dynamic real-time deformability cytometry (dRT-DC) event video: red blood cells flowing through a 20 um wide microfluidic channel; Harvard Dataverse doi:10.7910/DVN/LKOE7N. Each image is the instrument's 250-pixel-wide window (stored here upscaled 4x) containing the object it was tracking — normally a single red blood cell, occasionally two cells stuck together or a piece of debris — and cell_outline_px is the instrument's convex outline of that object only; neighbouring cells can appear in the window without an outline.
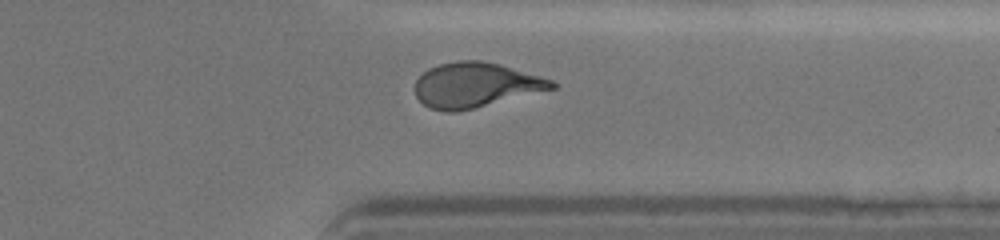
{"species": "human", "species_latin": "Homo sapiens", "temperature_condition": "cold", "stored_images_in_passage": 48, "camera_frame_rate_fps": 3000, "um_per_image_px": 0.085, "donor": {"sex": "female"}, "frame": {"image": 1, "passage_image": 41, "time_ms": 13.333, "image_size_px": [1000, 240], "cell_outline_px": [[556, 88], [456, 112], [448, 112], [428, 108], [416, 96], [416, 80], [428, 68], [440, 64], [456, 60], [480, 60], [500, 64], [540, 76], [552, 80], [556, 84]], "centroid_in_image_um": [40.4, 7.22], "position_along_channel_um": 371.0, "area_um2": 35.43}}
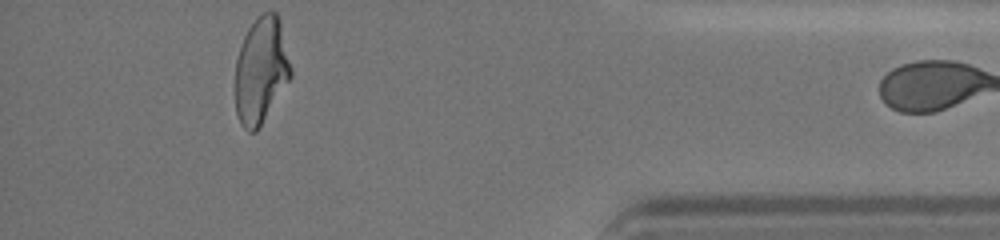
{"frame": {"image": 2, "passage_image": 47, "time_ms": 15.333, "image_size_px": [1000, 240], "cell_outline_px": [[292, 76], [256, 132], [248, 132], [240, 124], [236, 112], [236, 60], [244, 36], [248, 28], [256, 16], [260, 12], [276, 12], [280, 24], [292, 68]], "centroid_in_image_um": [22.18, 5.98], "position_along_channel_um": 413.0, "area_um2": 34.22}}